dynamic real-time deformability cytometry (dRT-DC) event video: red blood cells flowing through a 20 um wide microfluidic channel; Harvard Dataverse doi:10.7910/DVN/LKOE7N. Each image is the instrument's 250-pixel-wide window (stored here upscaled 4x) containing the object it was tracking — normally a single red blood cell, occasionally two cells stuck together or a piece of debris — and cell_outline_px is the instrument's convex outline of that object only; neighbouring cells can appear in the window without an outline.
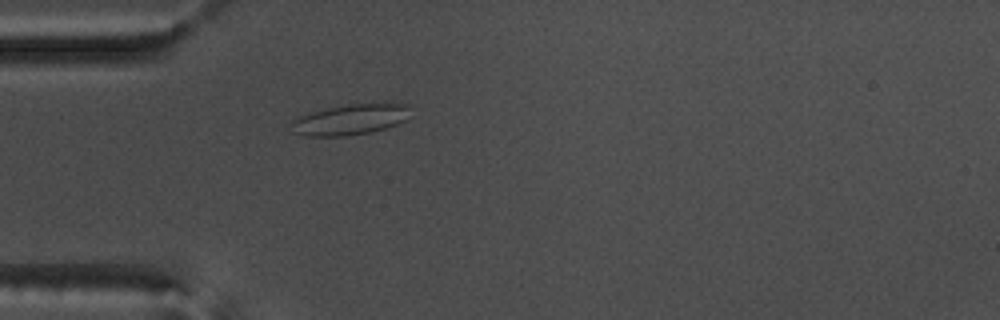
{"species": "common noctule bat (a hibernating species)", "species_latin": "Nyctalus noctula", "temperature_condition": "warm", "stored_images_in_passage": 14, "camera_frame_rate_fps": 3000, "um_per_image_px": 0.085, "animal": {"sex": "male", "body_mass_g": 17.5, "forearm_length_mm": 52.3}, "frame": {"image": 1, "passage_image": 3, "time_ms": 0.667, "image_size_px": [1000, 320], "cell_outline_px": [[412, 104], [404, 120], [396, 124], [384, 128], [368, 132], [344, 136], [304, 136], [292, 132], [292, 120], [308, 112], [348, 104], [384, 100], [388, 100]], "centroid_in_image_um": [29.83, 10.1], "position_along_channel_um": 55.2, "area_um2": 21.91}}